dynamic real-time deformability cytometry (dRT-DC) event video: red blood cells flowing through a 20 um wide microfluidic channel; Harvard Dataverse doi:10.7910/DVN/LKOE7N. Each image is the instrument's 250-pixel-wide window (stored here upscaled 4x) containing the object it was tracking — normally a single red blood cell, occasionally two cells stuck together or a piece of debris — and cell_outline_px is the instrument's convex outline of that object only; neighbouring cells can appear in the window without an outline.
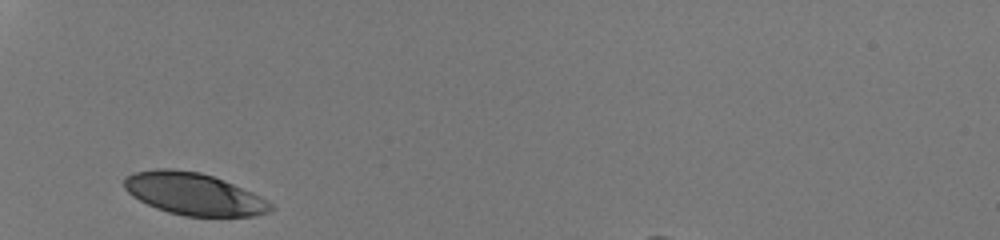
{"species": "human", "species_latin": "Homo sapiens", "temperature_condition": "room temperature", "stored_images_in_passage": 26, "camera_frame_rate_fps": 3000, "um_per_image_px": 0.085, "donor": {"sex": "male"}, "frame": {"image": 1, "passage_image": 1, "time_ms": 0.0, "image_size_px": [1000, 240], "cell_outline_px": [[276, 208], [272, 212], [256, 216], [184, 216], [168, 212], [156, 208], [132, 196], [124, 188], [124, 176], [132, 172], [156, 168], [172, 168], [200, 172], [224, 180], [252, 192], [268, 200]], "centroid_in_image_um": [16.48, 16.48], "position_along_channel_um": 68.5, "area_um2": 36.3}}
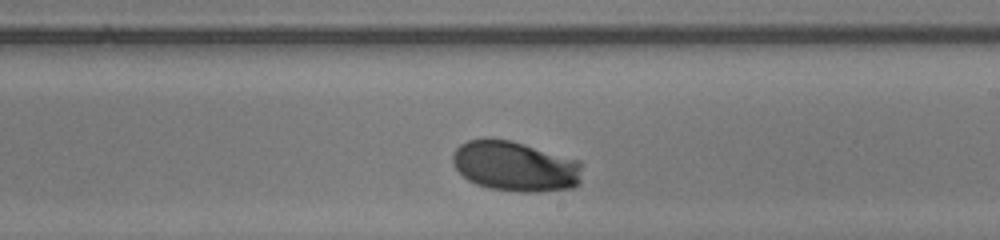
{"frame": {"image": 2, "passage_image": 15, "time_ms": 4.667, "image_size_px": [1000, 240], "cell_outline_px": [[580, 184], [572, 188], [536, 192], [520, 192], [488, 188], [476, 184], [468, 180], [456, 168], [452, 160], [452, 156], [456, 148], [460, 144], [468, 140], [488, 136], [512, 140], [580, 160]], "centroid_in_image_um": [43.77, 14.11], "position_along_channel_um": 245.2, "area_um2": 38.38}}
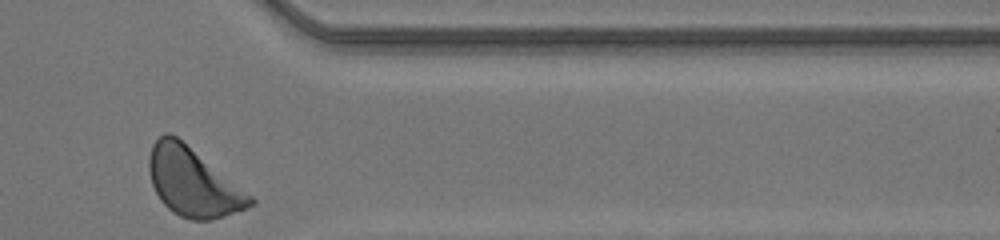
{"frame": {"image": 3, "passage_image": 26, "time_ms": 8.333, "image_size_px": [1000, 240], "cell_outline_px": [[256, 204], [224, 216], [212, 220], [192, 220], [180, 216], [172, 212], [160, 200], [152, 184], [148, 172], [148, 156], [152, 144], [164, 132], [168, 132], [176, 136], [252, 196], [256, 200]], "centroid_in_image_um": [16.36, 15.49], "position_along_channel_um": 395.0, "area_um2": 39.88}, "authors_computed_cell_mechanics": {"area_um2": 37.281, "velocity_mm_per_s": 4.1508, "shape_relaxation_time_tau1_ms": 1.8699, "shape_relaxation_time_tau2_ms": null, "deformation_change_tau1": 0.1343, "deformation_change_tau2": null}}